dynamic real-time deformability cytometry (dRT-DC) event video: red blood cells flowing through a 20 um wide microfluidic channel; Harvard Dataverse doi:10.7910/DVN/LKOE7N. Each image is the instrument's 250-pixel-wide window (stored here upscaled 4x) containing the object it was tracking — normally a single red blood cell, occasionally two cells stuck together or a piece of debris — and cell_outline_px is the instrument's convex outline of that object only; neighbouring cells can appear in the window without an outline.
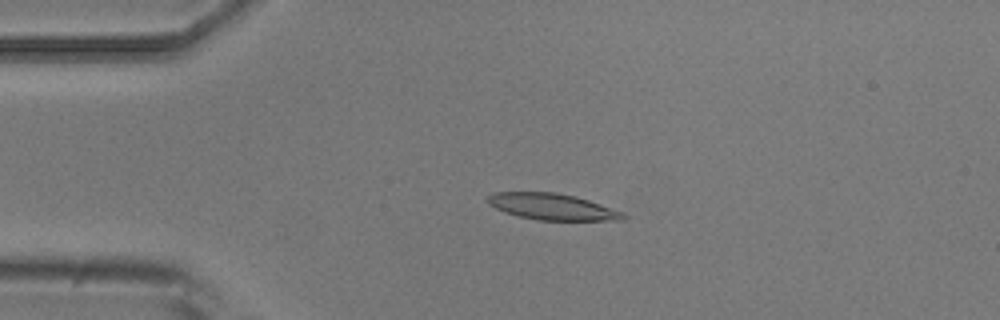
{"species": "common noctule bat (a hibernating species)", "species_latin": "Nyctalus noctula", "temperature_condition": "room temperature", "stored_images_in_passage": 5, "camera_frame_rate_fps": 3000, "um_per_image_px": 0.085, "animal": {"sex": "male", "body_mass_g": 20.5, "forearm_length_mm": 52.5}, "frame": {"image": 1, "passage_image": 4, "time_ms": 3.333, "image_size_px": [1000, 320], "cell_outline_px": [[628, 216], [624, 220], [540, 220], [520, 216], [504, 212], [488, 204], [484, 200], [492, 192], [556, 192], [588, 200], [624, 212]], "centroid_in_image_um": [46.92, 17.57], "position_along_channel_um": 38.1, "area_um2": 20.75}}